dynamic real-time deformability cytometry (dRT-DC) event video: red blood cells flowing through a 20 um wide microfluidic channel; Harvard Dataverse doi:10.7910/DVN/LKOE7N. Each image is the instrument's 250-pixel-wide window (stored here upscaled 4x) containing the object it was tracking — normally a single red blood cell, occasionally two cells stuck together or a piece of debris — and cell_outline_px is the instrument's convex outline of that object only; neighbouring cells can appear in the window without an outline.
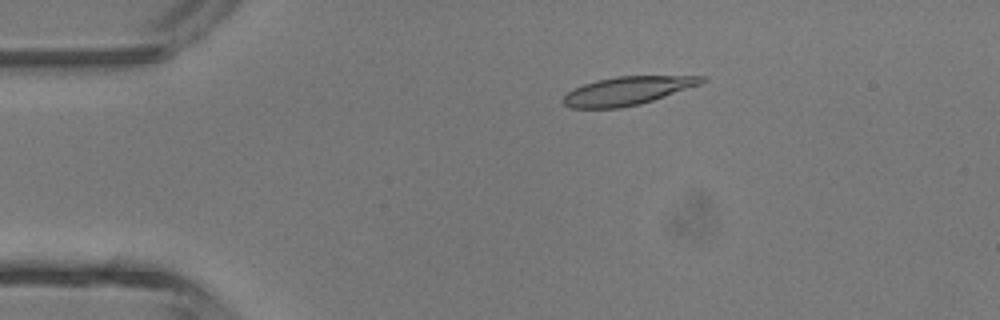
{"species": "common noctule bat (a hibernating species)", "species_latin": "Nyctalus noctula", "temperature_condition": "room temperature", "stored_images_in_passage": 3, "camera_frame_rate_fps": 3000, "um_per_image_px": 0.085, "animal": {"sex": "male", "body_mass_g": 13.3}, "frame": {"image": 1, "passage_image": 2, "time_ms": 1.333, "image_size_px": [1000, 320], "cell_outline_px": [[708, 80], [700, 84], [640, 104], [620, 108], [572, 108], [564, 104], [560, 100], [572, 88], [596, 80], [616, 76], [708, 76]], "centroid_in_image_um": [53.3, 7.71], "position_along_channel_um": 31.7, "area_um2": 22.83}}